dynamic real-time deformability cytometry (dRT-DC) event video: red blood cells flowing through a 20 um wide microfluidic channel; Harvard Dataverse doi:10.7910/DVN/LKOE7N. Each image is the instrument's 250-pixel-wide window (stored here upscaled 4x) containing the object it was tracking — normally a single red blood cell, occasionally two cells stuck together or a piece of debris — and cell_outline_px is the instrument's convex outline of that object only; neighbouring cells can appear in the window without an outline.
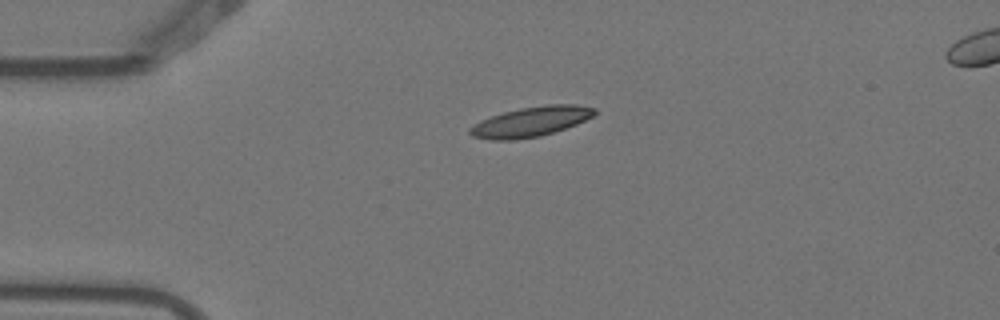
{"species": "Egyptian fruit bat (a non-hibernating species)", "species_latin": "Rousettus aegyptiacus", "temperature_condition": "warm", "stored_images_in_passage": 3, "camera_frame_rate_fps": 3000, "um_per_image_px": 0.085, "animal": {"sex": "female"}, "frame": {"image": 1, "passage_image": 1, "time_ms": 0.0, "image_size_px": [1000, 320], "cell_outline_px": [[596, 112], [592, 116], [576, 124], [540, 136], [512, 140], [492, 140], [472, 136], [468, 132], [468, 128], [480, 120], [504, 112], [520, 108], [548, 104], [576, 104], [596, 108]], "centroid_in_image_um": [45.09, 10.34], "position_along_channel_um": 39.9, "area_um2": 21.56}}
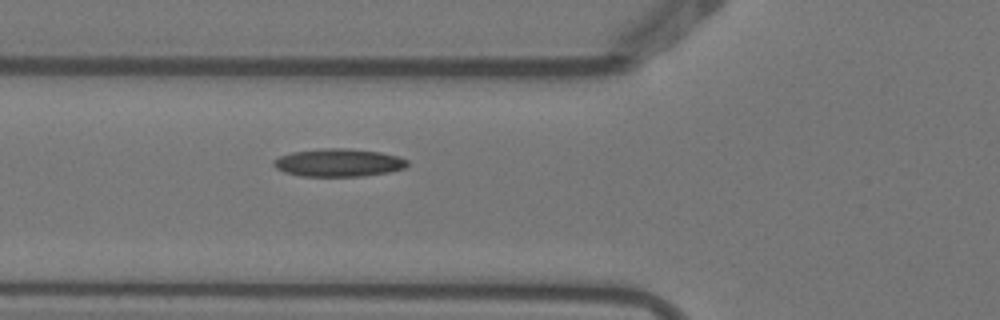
{"frame": {"image": 2, "passage_image": 3, "time_ms": 0.667, "image_size_px": [1000, 320], "cell_outline_px": [[408, 164], [404, 168], [388, 172], [364, 176], [300, 176], [284, 172], [276, 168], [272, 164], [272, 160], [280, 156], [292, 152], [324, 148], [348, 148], [380, 152], [400, 156], [408, 160]], "centroid_in_image_um": [28.77, 13.82], "position_along_channel_um": 97.0, "area_um2": 21.85}}